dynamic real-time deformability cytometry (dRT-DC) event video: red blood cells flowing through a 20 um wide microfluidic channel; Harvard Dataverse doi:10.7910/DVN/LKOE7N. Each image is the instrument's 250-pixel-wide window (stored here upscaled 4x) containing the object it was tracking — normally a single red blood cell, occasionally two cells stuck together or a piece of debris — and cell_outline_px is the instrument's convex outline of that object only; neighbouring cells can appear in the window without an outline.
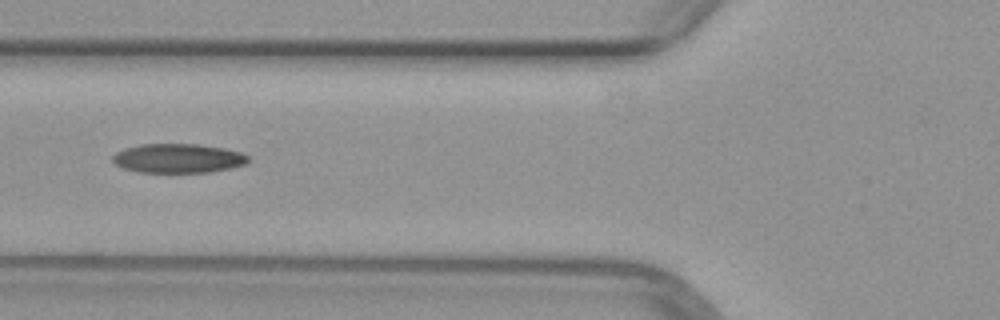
{"species": "common noctule bat (a hibernating species)", "species_latin": "Nyctalus noctula", "temperature_condition": "warm", "stored_images_in_passage": 49, "camera_frame_rate_fps": 3000, "um_per_image_px": 0.085, "animal": {"sex": "female", "body_mass_g": 29.2, "forearm_length_mm": 56.3}, "frame": {"image": 1, "passage_image": 18, "time_ms": 5.667, "image_size_px": [1000, 320], "cell_outline_px": [[248, 160], [244, 164], [228, 168], [208, 172], [136, 172], [124, 168], [116, 164], [112, 160], [112, 156], [116, 152], [140, 144], [196, 144], [224, 148], [240, 152], [248, 156]], "centroid_in_image_um": [15.11, 13.45], "position_along_channel_um": 110.7, "area_um2": 22.77}}
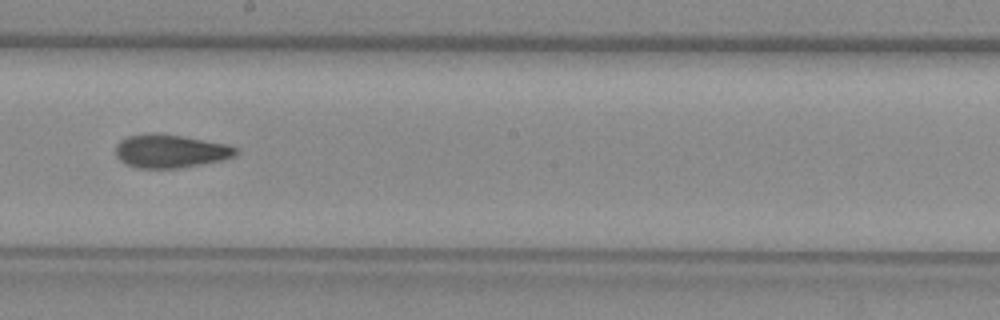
{"frame": {"image": 2, "passage_image": 27, "time_ms": 8.667, "image_size_px": [1000, 320], "cell_outline_px": [[240, 152], [236, 156], [220, 160], [180, 168], [136, 168], [124, 164], [116, 156], [116, 144], [120, 140], [128, 136], [180, 136], [224, 144], [236, 148]], "centroid_in_image_um": [14.48, 12.9], "position_along_channel_um": 233.7, "area_um2": 22.48}}
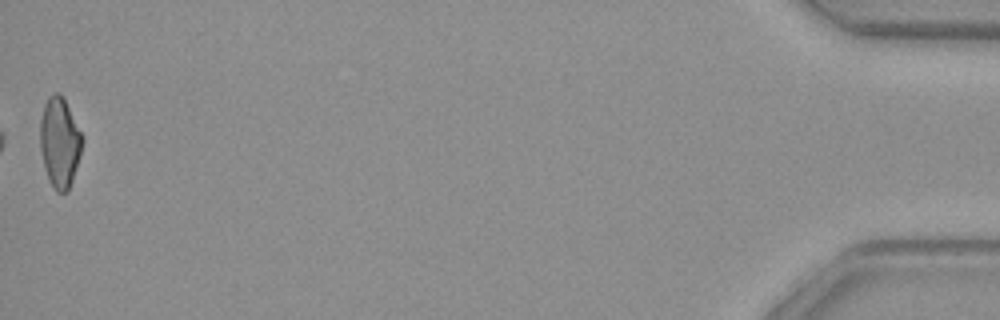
{"frame": {"image": 3, "passage_image": 49, "time_ms": 16.0, "image_size_px": [1000, 320], "cell_outline_px": [[84, 140], [80, 156], [68, 192], [56, 192], [52, 188], [48, 180], [44, 168], [40, 148], [40, 120], [44, 104], [48, 96], [52, 92], [60, 92], [64, 96], [84, 136]], "centroid_in_image_um": [5.08, 12.07], "position_along_channel_um": 430.1, "area_um2": 22.77}}